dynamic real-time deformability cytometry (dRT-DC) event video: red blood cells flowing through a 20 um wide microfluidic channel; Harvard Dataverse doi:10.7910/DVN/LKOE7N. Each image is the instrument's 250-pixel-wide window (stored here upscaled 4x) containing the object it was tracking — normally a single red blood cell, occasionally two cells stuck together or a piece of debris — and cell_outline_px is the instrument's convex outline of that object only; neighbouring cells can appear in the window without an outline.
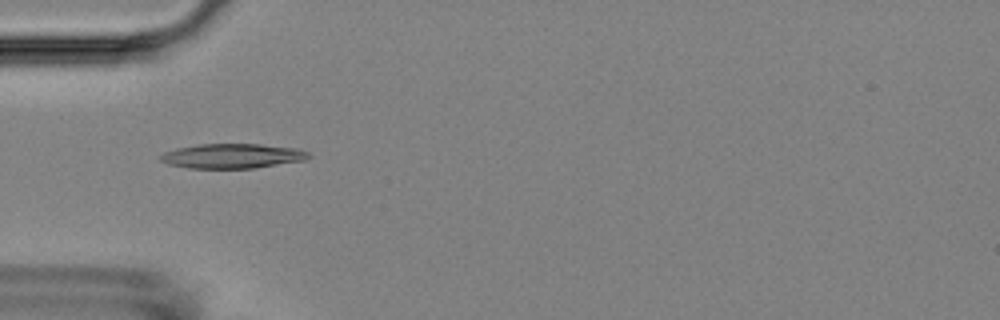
{"species": "Egyptian fruit bat (a non-hibernating species)", "species_latin": "Rousettus aegyptiacus", "temperature_condition": "room temperature", "stored_images_in_passage": 10, "camera_frame_rate_fps": 3000, "um_per_image_px": 0.085, "animal": {"sex": "female"}, "frame": {"image": 1, "passage_image": 4, "time_ms": 3.667, "image_size_px": [1000, 320], "cell_outline_px": [[312, 156], [304, 160], [256, 168], [188, 168], [168, 164], [160, 160], [160, 156], [164, 152], [176, 148], [196, 144], [260, 144], [296, 148], [308, 152]], "centroid_in_image_um": [19.74, 13.26], "position_along_channel_um": 65.3, "area_um2": 21.33}}
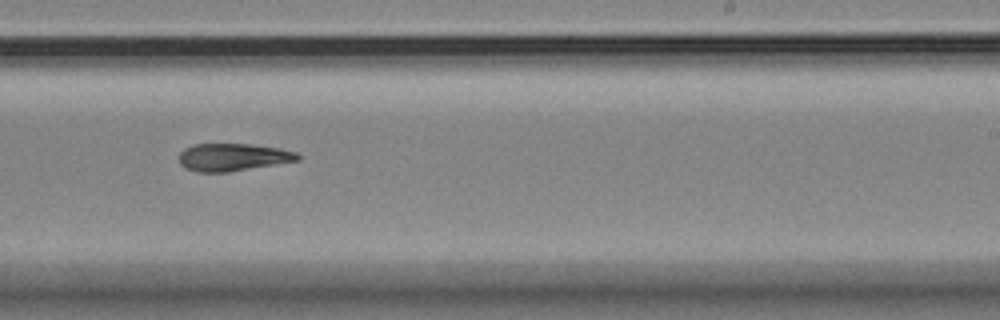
{"frame": {"image": 2, "passage_image": 9, "time_ms": 9.333, "image_size_px": [1000, 320], "cell_outline_px": [[300, 160], [228, 172], [196, 172], [184, 168], [180, 164], [180, 152], [184, 148], [192, 144], [252, 144], [280, 148], [296, 152], [300, 156]], "centroid_in_image_um": [19.78, 13.36], "position_along_channel_um": 269.2, "area_um2": 19.13}}
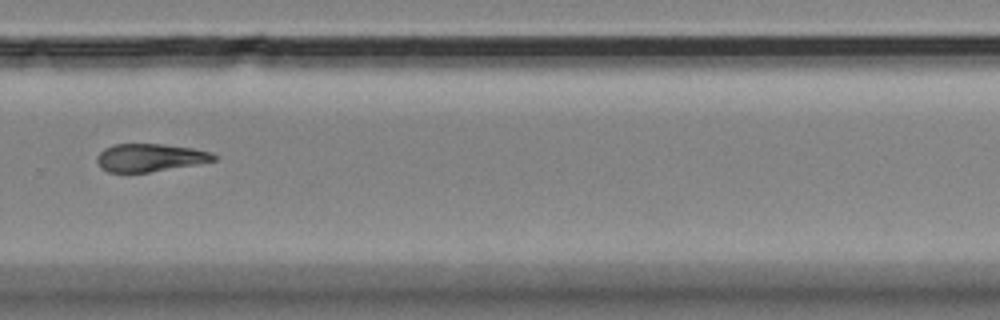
{"frame": {"image": 3, "passage_image": 10, "time_ms": 10.667, "image_size_px": [1000, 320], "cell_outline_px": [[216, 160], [196, 164], [148, 172], [108, 172], [100, 168], [96, 160], [96, 156], [104, 148], [112, 144], [160, 144], [192, 148], [212, 152], [216, 156]], "centroid_in_image_um": [12.7, 13.39], "position_along_channel_um": 317.1, "area_um2": 18.9}}